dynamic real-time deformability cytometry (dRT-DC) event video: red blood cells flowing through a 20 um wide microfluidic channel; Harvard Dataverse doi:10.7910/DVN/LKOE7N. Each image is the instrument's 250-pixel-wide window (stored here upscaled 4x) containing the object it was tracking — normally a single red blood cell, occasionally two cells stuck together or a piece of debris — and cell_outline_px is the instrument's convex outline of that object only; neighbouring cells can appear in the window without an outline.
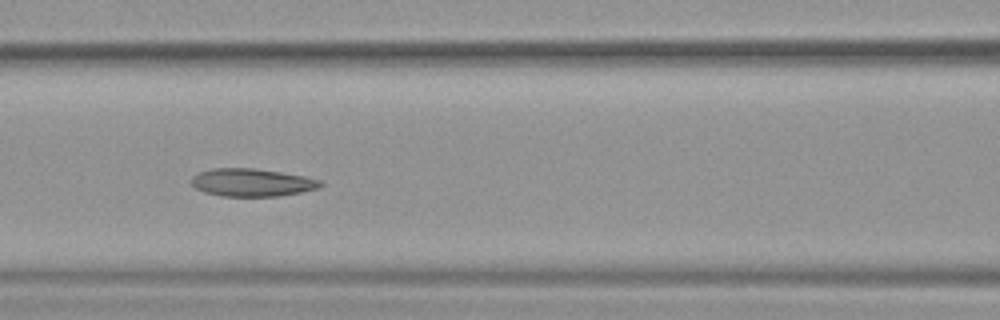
{"species": "common noctule bat (a hibernating species)", "species_latin": "Nyctalus noctula", "temperature_condition": "warm", "stored_images_in_passage": 54, "camera_frame_rate_fps": 3000, "um_per_image_px": 0.085, "animal": {"sex": "female", "body_mass_g": 19.9}, "frame": {"image": 1, "passage_image": 24, "time_ms": 7.667, "image_size_px": [1000, 320], "cell_outline_px": [[324, 184], [320, 188], [280, 196], [220, 196], [204, 192], [196, 188], [188, 180], [192, 176], [200, 172], [212, 168], [256, 168], [304, 176], [324, 180]], "centroid_in_image_um": [21.43, 15.51], "position_along_channel_um": 145.2, "area_um2": 21.15}, "authors_computed_cell_mechanics": {"area_um2": 21.9351, "velocity_mm_per_s": 3.7612, "shape_relaxation_time_tau1_ms": 9.5864, "shape_relaxation_time_tau2_ms": 2.4017, "deformation_change_tau1": 0.1648, "deformation_change_tau2": 0.0916}}